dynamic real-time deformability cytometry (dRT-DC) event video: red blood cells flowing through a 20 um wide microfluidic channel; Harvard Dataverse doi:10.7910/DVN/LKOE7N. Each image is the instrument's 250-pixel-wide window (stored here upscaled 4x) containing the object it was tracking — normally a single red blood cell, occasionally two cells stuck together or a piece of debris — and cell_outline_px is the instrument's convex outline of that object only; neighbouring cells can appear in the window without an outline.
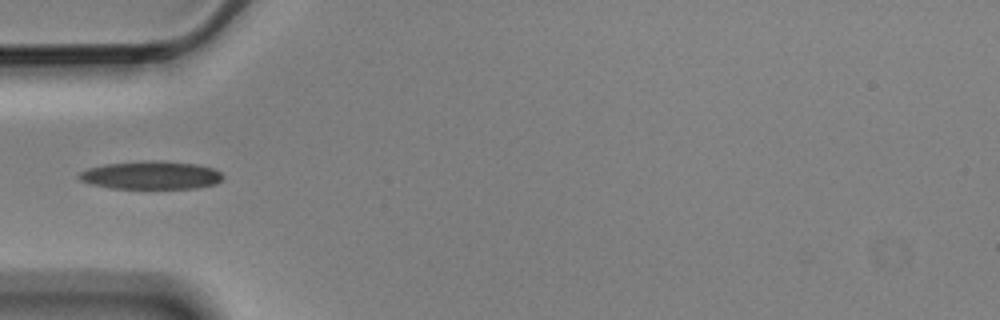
{"species": "Egyptian fruit bat (a non-hibernating species)", "species_latin": "Rousettus aegyptiacus", "temperature_condition": "cold", "stored_images_in_passage": 8, "camera_frame_rate_fps": 3000, "um_per_image_px": 0.085, "animal": {"sex": "male"}, "frame": {"image": 1, "passage_image": 3, "time_ms": 0.667, "image_size_px": [1000, 320], "cell_outline_px": [[224, 176], [216, 184], [196, 188], [112, 188], [92, 184], [80, 180], [76, 176], [80, 172], [88, 168], [104, 164], [196, 164], [212, 168], [220, 172]], "centroid_in_image_um": [12.83, 14.96], "position_along_channel_um": 72.2, "area_um2": 22.08}}
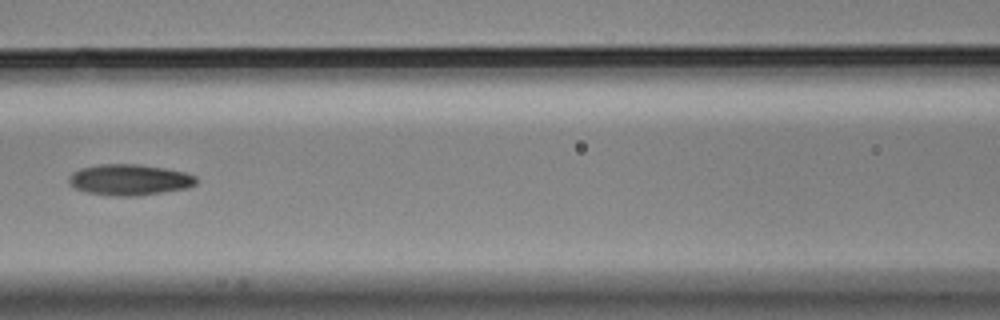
{"frame": {"image": 2, "passage_image": 5, "time_ms": 1.333, "image_size_px": [1000, 320], "cell_outline_px": [[196, 184], [188, 188], [140, 196], [112, 196], [84, 192], [68, 184], [68, 176], [72, 172], [80, 168], [100, 164], [136, 164], [164, 168], [184, 172], [196, 176]], "centroid_in_image_um": [10.97, 15.29], "position_along_channel_um": 155.6, "area_um2": 23.24}}
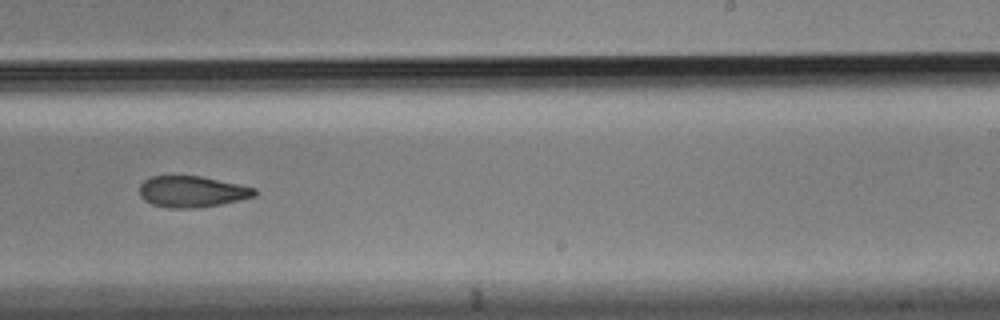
{"frame": {"image": 3, "passage_image": 8, "time_ms": 2.333, "image_size_px": [1000, 320], "cell_outline_px": [[256, 196], [220, 204], [196, 208], [168, 208], [152, 204], [144, 200], [140, 196], [140, 184], [144, 180], [152, 176], [200, 176], [256, 188]], "centroid_in_image_um": [16.29, 16.29], "position_along_channel_um": 272.7, "area_um2": 20.81}}